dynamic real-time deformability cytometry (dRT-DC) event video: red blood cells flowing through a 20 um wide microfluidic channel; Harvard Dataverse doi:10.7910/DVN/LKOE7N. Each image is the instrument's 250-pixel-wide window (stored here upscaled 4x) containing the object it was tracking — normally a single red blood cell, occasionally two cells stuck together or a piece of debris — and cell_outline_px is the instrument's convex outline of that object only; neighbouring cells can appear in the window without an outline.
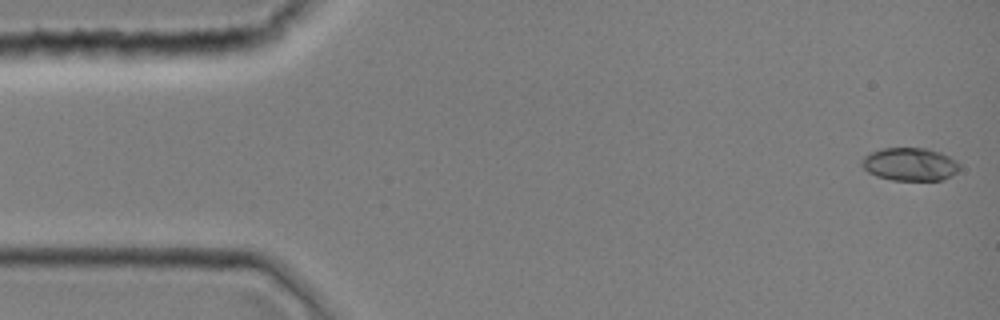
{"species": "common noctule bat (a hibernating species)", "species_latin": "Nyctalus noctula", "temperature_condition": "room temperature", "stored_images_in_passage": 43, "camera_frame_rate_fps": 3000, "um_per_image_px": 0.085, "animal": {"sex": "female", "body_mass_g": 19.0, "forearm_length_mm": 51.5}, "frame": {"image": 1, "passage_image": 1, "time_ms": 0.0, "image_size_px": [1000, 320], "cell_outline_px": [[960, 168], [952, 176], [944, 180], [892, 180], [876, 176], [868, 172], [860, 164], [860, 160], [864, 156], [872, 152], [884, 148], [924, 148], [940, 152], [956, 160], [960, 164]], "centroid_in_image_um": [77.35, 13.97], "position_along_channel_um": 7.7, "area_um2": 18.9}}
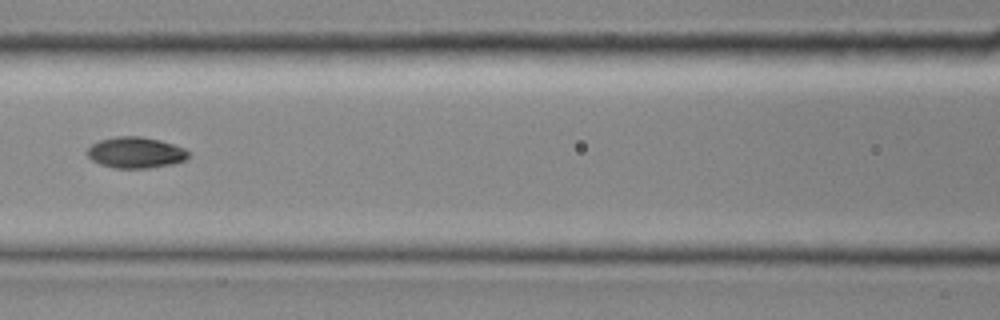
{"frame": {"image": 2, "passage_image": 19, "time_ms": 6.0, "image_size_px": [1000, 320], "cell_outline_px": [[188, 156], [184, 160], [172, 164], [148, 168], [112, 168], [100, 164], [92, 160], [84, 152], [92, 144], [100, 140], [116, 136], [140, 136], [160, 140], [184, 148], [188, 152]], "centroid_in_image_um": [11.48, 12.97], "position_along_channel_um": 155.1, "area_um2": 18.32}}
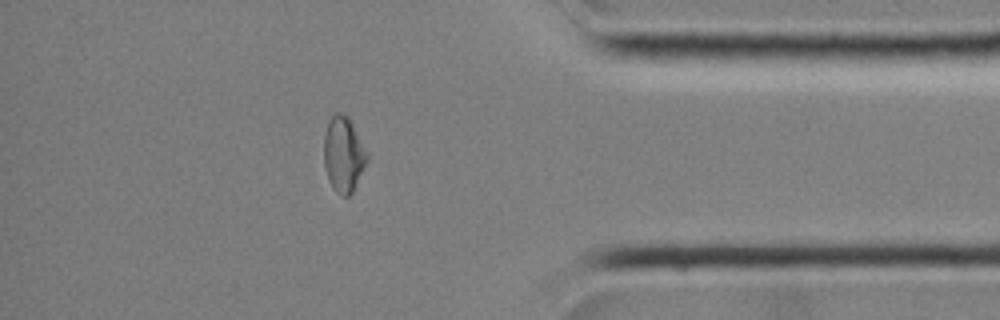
{"frame": {"image": 3, "passage_image": 37, "time_ms": 12.0, "image_size_px": [1000, 320], "cell_outline_px": [[368, 160], [352, 192], [348, 196], [340, 196], [332, 188], [328, 180], [324, 164], [324, 132], [328, 120], [336, 112], [340, 112], [348, 116], [368, 152]], "centroid_in_image_um": [29.19, 13.11], "position_along_channel_um": 406.0, "area_um2": 19.13}}